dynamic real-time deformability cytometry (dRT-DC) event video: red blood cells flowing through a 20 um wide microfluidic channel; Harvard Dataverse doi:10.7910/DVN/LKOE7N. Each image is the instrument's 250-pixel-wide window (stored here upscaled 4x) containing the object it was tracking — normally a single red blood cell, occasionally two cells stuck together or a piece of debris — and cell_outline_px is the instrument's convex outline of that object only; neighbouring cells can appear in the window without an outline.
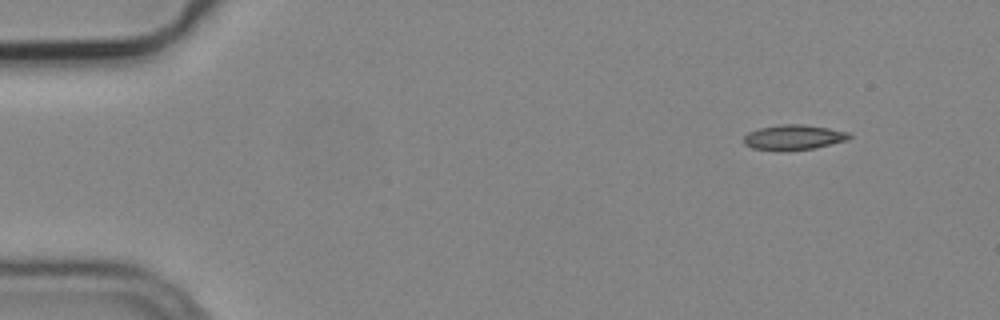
{"species": "common noctule bat (a hibernating species)", "species_latin": "Nyctalus noctula", "temperature_condition": "cold", "stored_images_in_passage": 4, "camera_frame_rate_fps": 3000, "um_per_image_px": 0.085, "animal": {"sex": "male", "body_mass_g": 19.2, "forearm_length_mm": 51.8}, "frame": {"image": 1, "passage_image": 1, "time_ms": 0.0, "image_size_px": [1000, 320], "cell_outline_px": [[852, 136], [848, 140], [812, 148], [784, 152], [780, 152], [752, 148], [744, 144], [744, 136], [748, 132], [760, 128], [784, 124], [804, 124], [828, 128], [848, 132]], "centroid_in_image_um": [67.43, 11.69], "position_along_channel_um": 17.6, "area_um2": 15.55}}
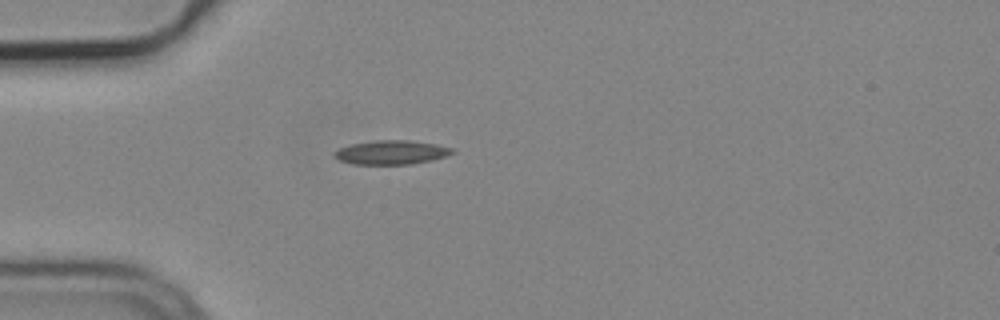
{"frame": {"image": 2, "passage_image": 3, "time_ms": 0.667, "image_size_px": [1000, 320], "cell_outline_px": [[456, 152], [432, 160], [412, 164], [352, 164], [340, 160], [336, 156], [336, 152], [340, 148], [352, 144], [376, 140], [408, 140], [436, 144], [452, 148]], "centroid_in_image_um": [33.31, 12.95], "position_along_channel_um": 51.7, "area_um2": 16.24}}